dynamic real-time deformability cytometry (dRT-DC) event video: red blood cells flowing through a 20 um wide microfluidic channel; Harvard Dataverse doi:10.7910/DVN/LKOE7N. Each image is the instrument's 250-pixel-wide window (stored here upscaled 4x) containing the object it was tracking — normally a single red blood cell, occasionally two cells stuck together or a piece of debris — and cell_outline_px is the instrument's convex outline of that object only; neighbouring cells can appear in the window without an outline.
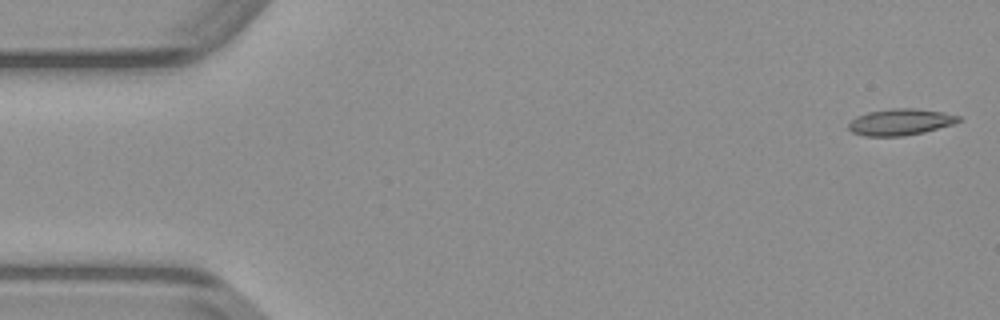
{"species": "common noctule bat (a hibernating species)", "species_latin": "Nyctalus noctula", "temperature_condition": "warm", "stored_images_in_passage": 45, "camera_frame_rate_fps": 3000, "um_per_image_px": 0.085, "animal": {"sex": "male", "body_mass_g": 23.1, "forearm_length_mm": 52.7}, "frame": {"image": 1, "passage_image": 1, "time_ms": 0.0, "image_size_px": [1000, 320], "cell_outline_px": [[964, 120], [952, 124], [924, 132], [904, 136], [864, 136], [852, 132], [848, 128], [848, 124], [856, 116], [868, 112], [892, 108], [916, 108], [944, 112], [960, 116]], "centroid_in_image_um": [76.55, 10.36], "position_along_channel_um": 8.5, "area_um2": 17.05}}
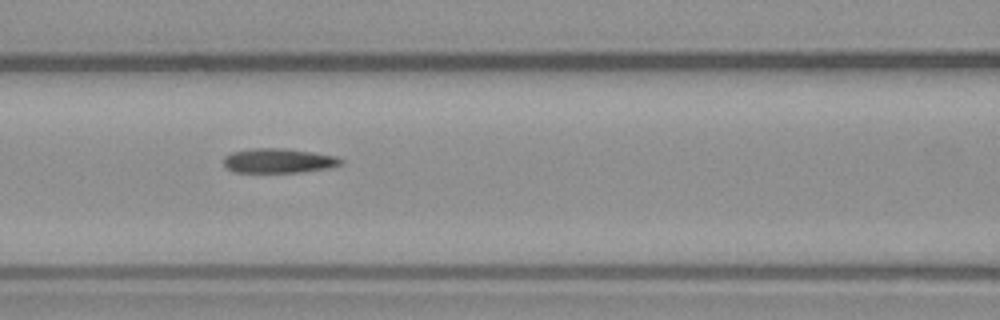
{"frame": {"image": 2, "passage_image": 20, "time_ms": 6.333, "image_size_px": [1000, 320], "cell_outline_px": [[344, 160], [340, 164], [328, 168], [300, 172], [232, 172], [224, 168], [224, 156], [232, 152], [252, 148], [284, 148], [312, 152], [336, 156]], "centroid_in_image_um": [23.63, 13.66], "position_along_channel_um": 143.0, "area_um2": 16.82}}
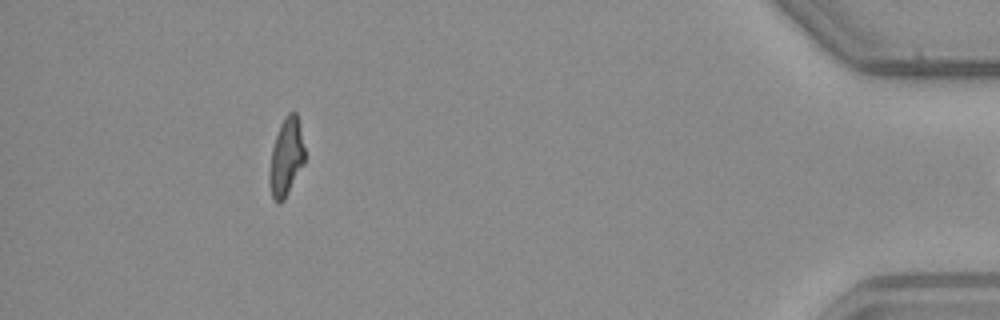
{"frame": {"image": 3, "passage_image": 44, "time_ms": 14.333, "image_size_px": [1000, 320], "cell_outline_px": [[304, 164], [284, 200], [280, 204], [276, 204], [272, 196], [268, 180], [272, 148], [280, 124], [284, 116], [288, 112], [296, 112], [304, 148]], "centroid_in_image_um": [24.31, 13.4], "position_along_channel_um": 410.9, "area_um2": 15.9}}